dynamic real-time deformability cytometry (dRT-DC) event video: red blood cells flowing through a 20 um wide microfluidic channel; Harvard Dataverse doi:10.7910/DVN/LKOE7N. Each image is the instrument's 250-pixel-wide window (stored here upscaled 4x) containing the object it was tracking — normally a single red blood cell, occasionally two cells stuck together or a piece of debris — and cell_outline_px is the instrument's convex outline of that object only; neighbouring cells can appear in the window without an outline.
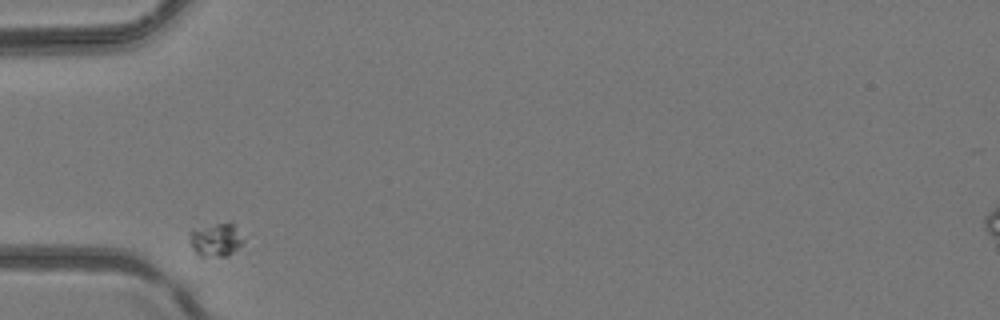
{"species": "common noctule bat (a hibernating species)", "species_latin": "Nyctalus noctula", "temperature_condition": "room temperature", "stored_images_in_passage": 4, "camera_frame_rate_fps": 3000, "um_per_image_px": 0.085, "animal": {"sex": "female", "body_mass_g": 24.6, "forearm_length_mm": 56.2}, "frame": {"image": 1, "passage_image": 1, "time_ms": 0.0, "image_size_px": [1000, 320], "cell_outline_px": [[244, 240], [228, 256], [200, 256], [192, 248], [188, 240], [188, 232], [192, 228], [232, 220]], "centroid_in_image_um": [18.3, 20.32], "position_along_channel_um": 66.7, "area_um2": 10.75}}
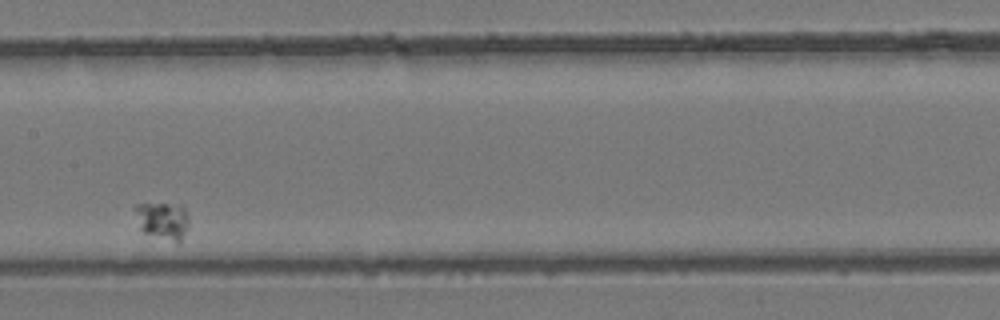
{"frame": {"image": 2, "passage_image": 4, "time_ms": 1.0, "image_size_px": [1000, 320], "cell_outline_px": [[188, 224], [180, 244], [176, 244], [144, 232], [140, 228], [132, 208], [136, 204], [180, 204], [184, 208], [188, 216]], "centroid_in_image_um": [13.82, 18.76], "position_along_channel_um": 193.6, "area_um2": 11.96}}